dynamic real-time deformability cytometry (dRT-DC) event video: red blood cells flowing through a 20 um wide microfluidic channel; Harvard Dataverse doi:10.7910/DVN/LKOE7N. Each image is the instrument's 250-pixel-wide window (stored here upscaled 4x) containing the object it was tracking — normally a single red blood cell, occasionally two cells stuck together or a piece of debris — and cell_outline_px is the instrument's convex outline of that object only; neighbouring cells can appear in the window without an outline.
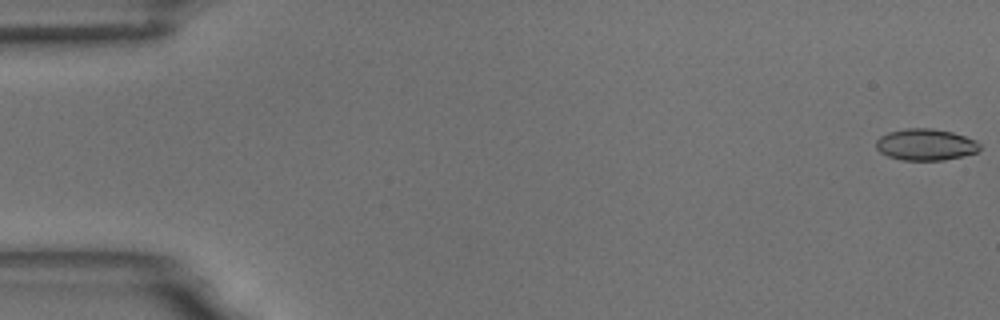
{"species": "common noctule bat (a hibernating species)", "species_latin": "Nyctalus noctula", "temperature_condition": "room temperature", "stored_images_in_passage": 59, "camera_frame_rate_fps": 3000, "um_per_image_px": 0.085, "animal": {"sex": "male", "body_mass_g": 18.8}, "frame": {"image": 1, "passage_image": 1, "time_ms": 0.0, "image_size_px": [1000, 320], "cell_outline_px": [[980, 148], [976, 152], [964, 156], [944, 160], [904, 160], [888, 156], [880, 152], [876, 148], [876, 140], [880, 136], [888, 132], [904, 128], [932, 128], [952, 132], [976, 140], [980, 144]], "centroid_in_image_um": [78.67, 12.28], "position_along_channel_um": 6.3, "area_um2": 19.13}}
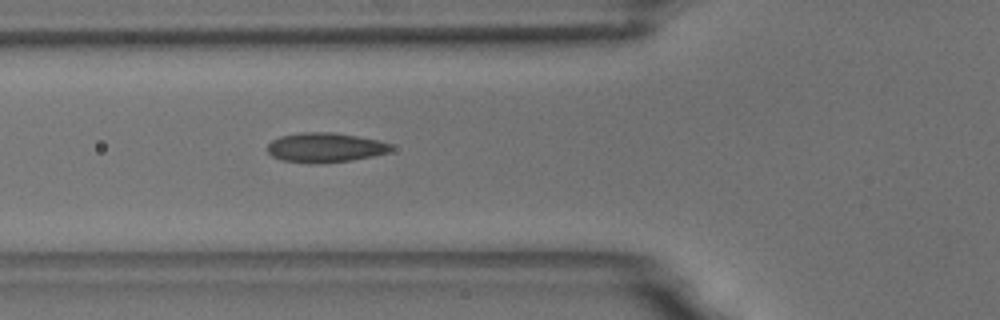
{"frame": {"image": 2, "passage_image": 22, "time_ms": 7.0, "image_size_px": [1000, 320], "cell_outline_px": [[392, 148], [388, 152], [372, 156], [348, 160], [280, 160], [272, 156], [268, 152], [268, 144], [272, 140], [280, 136], [300, 132], [332, 132], [380, 140], [392, 144]], "centroid_in_image_um": [27.65, 12.48], "position_along_channel_um": 98.1, "area_um2": 20.29}}
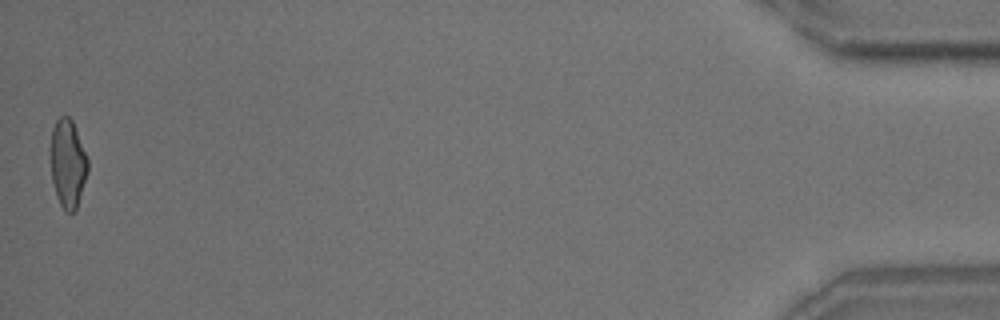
{"frame": {"image": 3, "passage_image": 59, "time_ms": 19.333, "image_size_px": [1000, 320], "cell_outline_px": [[88, 172], [76, 212], [64, 212], [60, 204], [52, 180], [52, 128], [56, 120], [60, 116], [68, 116], [72, 120], [88, 160]], "centroid_in_image_um": [5.79, 13.94], "position_along_channel_um": 429.4, "area_um2": 18.84}, "authors_computed_cell_mechanics": {"area_um2": 19.7676, "velocity_mm_per_s": 3.4439, "shape_relaxation_time_tau1_ms": 9.2595, "shape_relaxation_time_tau2_ms": 1.7237, "deformation_change_tau1": 0.2197, "deformation_change_tau2": 0.0763}}